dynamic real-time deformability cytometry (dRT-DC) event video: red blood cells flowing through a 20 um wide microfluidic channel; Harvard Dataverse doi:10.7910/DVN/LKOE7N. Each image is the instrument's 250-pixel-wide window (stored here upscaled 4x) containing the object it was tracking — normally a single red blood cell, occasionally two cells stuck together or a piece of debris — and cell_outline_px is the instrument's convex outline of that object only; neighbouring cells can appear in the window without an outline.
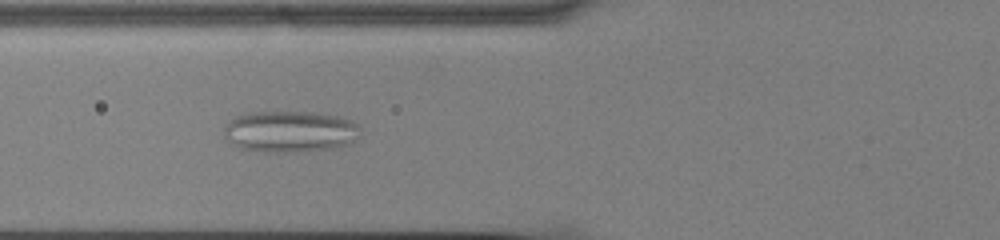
{"species": "common noctule bat (a hibernating species)", "species_latin": "Nyctalus noctula", "temperature_condition": "cold", "stored_images_in_passage": 57, "camera_frame_rate_fps": 3000, "um_per_image_px": 0.085, "animal": {"sex": "male", "body_mass_g": 13.0, "forearm_length_mm": 53.1}, "frame": {"image": 1, "passage_image": 23, "time_ms": 7.333, "image_size_px": [1000, 240], "cell_outline_px": [[360, 136], [348, 144], [336, 148], [292, 152], [268, 152], [240, 148], [232, 144], [224, 136], [224, 128], [228, 120], [244, 112], [312, 112], [340, 116], [352, 120], [360, 128]], "centroid_in_image_um": [24.65, 11.17], "position_along_channel_um": 101.2, "area_um2": 33.23}}
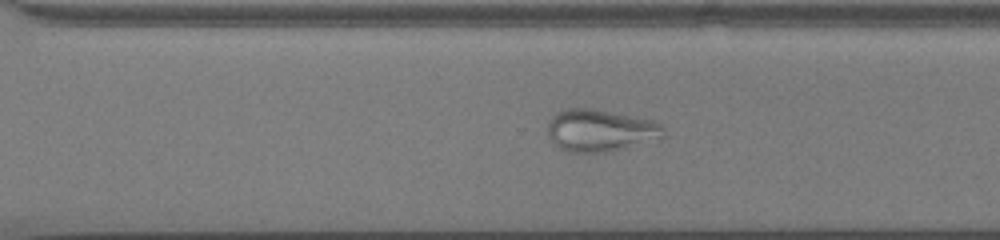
{"frame": {"image": 2, "passage_image": 41, "time_ms": 13.333, "image_size_px": [1000, 240], "cell_outline_px": [[664, 136], [660, 140], [624, 148], [604, 152], [568, 152], [560, 148], [548, 136], [548, 124], [552, 116], [556, 112], [564, 108], [592, 108], [652, 120], [660, 124], [664, 128]], "centroid_in_image_um": [51.04, 11.08], "position_along_channel_um": 319.6, "area_um2": 28.55}}
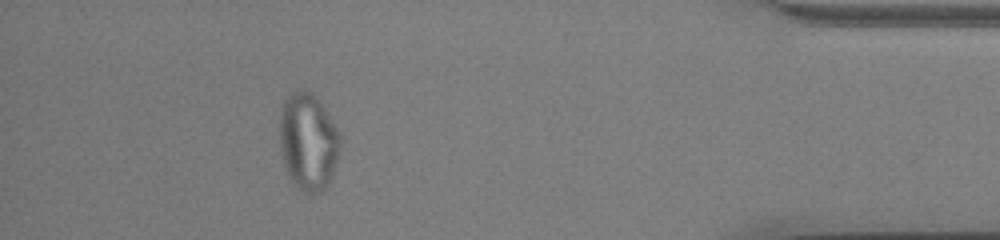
{"frame": {"image": 3, "passage_image": 52, "time_ms": 17.0, "image_size_px": [1000, 240], "cell_outline_px": [[340, 152], [332, 176], [328, 184], [320, 192], [312, 196], [304, 192], [288, 180], [284, 168], [280, 152], [280, 112], [284, 100], [292, 92], [300, 88], [304, 88], [324, 108], [340, 132]], "centroid_in_image_um": [26.17, 12.1], "position_along_channel_um": 409.0, "area_um2": 34.74}}